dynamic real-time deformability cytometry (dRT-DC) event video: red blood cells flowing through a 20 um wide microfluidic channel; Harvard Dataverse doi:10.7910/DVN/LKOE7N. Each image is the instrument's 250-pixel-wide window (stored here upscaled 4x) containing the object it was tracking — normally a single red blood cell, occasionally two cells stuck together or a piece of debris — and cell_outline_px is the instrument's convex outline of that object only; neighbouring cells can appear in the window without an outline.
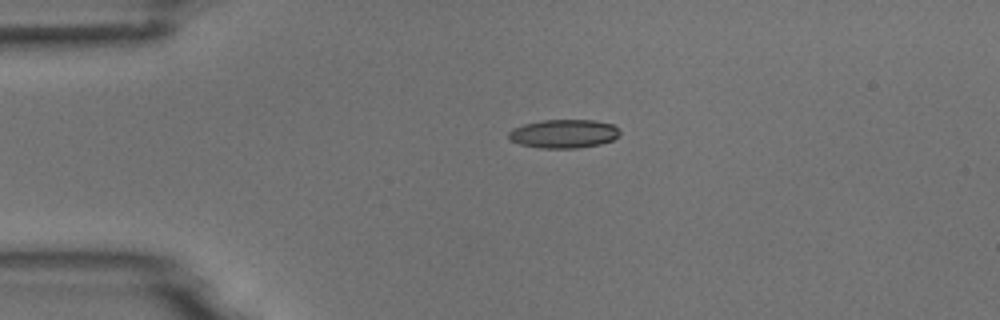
{"species": "common noctule bat (a hibernating species)", "species_latin": "Nyctalus noctula", "temperature_condition": "room temperature", "stored_images_in_passage": 4, "camera_frame_rate_fps": 3000, "um_per_image_px": 0.085, "animal": {"sex": "male", "body_mass_g": 18.8}, "frame": {"image": 1, "passage_image": 3, "time_ms": 3.333, "image_size_px": [1000, 320], "cell_outline_px": [[620, 136], [612, 140], [600, 144], [576, 148], [540, 148], [520, 144], [508, 140], [508, 132], [512, 128], [524, 124], [540, 120], [596, 120], [612, 124], [620, 128]], "centroid_in_image_um": [47.92, 11.36], "position_along_channel_um": 37.1, "area_um2": 18.79}}